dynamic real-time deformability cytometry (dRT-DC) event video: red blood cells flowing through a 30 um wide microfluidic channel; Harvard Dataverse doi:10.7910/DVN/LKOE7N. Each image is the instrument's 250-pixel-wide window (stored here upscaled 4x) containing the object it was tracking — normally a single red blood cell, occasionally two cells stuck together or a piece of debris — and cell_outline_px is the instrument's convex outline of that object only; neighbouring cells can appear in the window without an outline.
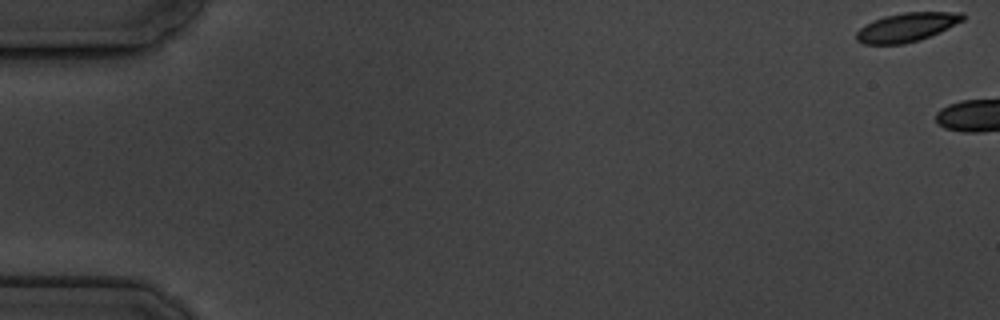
{"species": "common noctule bat (a hibernating species)", "species_latin": "Nyctalus noctula", "temperature_condition": "cold", "stored_images_in_passage": 3, "camera_frame_rate_fps": 3000, "um_per_image_px": 0.085, "animal": {"sex": "male", "body_mass_g": 19.5, "forearm_length_mm": 54.6}, "frame": {"image": 1, "passage_image": 1, "time_ms": 0.0, "image_size_px": [1000, 320], "cell_outline_px": [[964, 20], [920, 40], [904, 44], [864, 44], [856, 40], [856, 32], [860, 28], [872, 20], [884, 16], [904, 12], [964, 12]], "centroid_in_image_um": [77.04, 2.31], "position_along_channel_um": 8.0, "area_um2": 17.8}}